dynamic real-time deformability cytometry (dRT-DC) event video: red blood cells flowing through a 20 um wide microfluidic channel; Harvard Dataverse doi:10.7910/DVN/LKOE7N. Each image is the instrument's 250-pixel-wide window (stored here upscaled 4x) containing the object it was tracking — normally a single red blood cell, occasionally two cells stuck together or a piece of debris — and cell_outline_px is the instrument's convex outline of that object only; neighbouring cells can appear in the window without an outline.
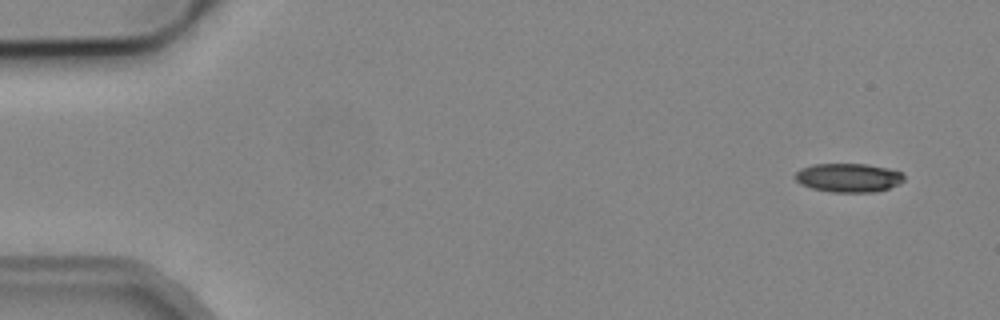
{"species": "common noctule bat (a hibernating species)", "species_latin": "Nyctalus noctula", "temperature_condition": "cold", "stored_images_in_passage": 6, "camera_frame_rate_fps": 3000, "um_per_image_px": 0.085, "animal": {"sex": "male", "body_mass_g": 19.2, "forearm_length_mm": 51.8}, "frame": {"image": 1, "passage_image": 1, "time_ms": 0.0, "image_size_px": [1000, 320], "cell_outline_px": [[904, 180], [900, 184], [876, 192], [832, 192], [812, 188], [800, 184], [792, 176], [800, 168], [812, 164], [868, 164], [888, 168], [900, 172], [904, 176]], "centroid_in_image_um": [72.1, 15.1], "position_along_channel_um": 12.9, "area_um2": 18.44}}
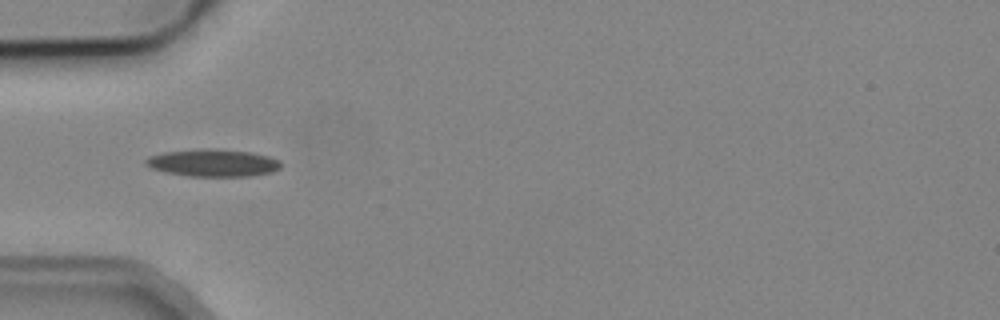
{"frame": {"image": 2, "passage_image": 5, "time_ms": 4.667, "image_size_px": [1000, 320], "cell_outline_px": [[280, 168], [272, 172], [252, 176], [188, 176], [164, 172], [152, 168], [144, 164], [144, 160], [148, 156], [164, 152], [204, 148], [208, 148], [252, 152], [268, 156], [280, 160]], "centroid_in_image_um": [18.08, 13.84], "position_along_channel_um": 66.9, "area_um2": 21.68}}